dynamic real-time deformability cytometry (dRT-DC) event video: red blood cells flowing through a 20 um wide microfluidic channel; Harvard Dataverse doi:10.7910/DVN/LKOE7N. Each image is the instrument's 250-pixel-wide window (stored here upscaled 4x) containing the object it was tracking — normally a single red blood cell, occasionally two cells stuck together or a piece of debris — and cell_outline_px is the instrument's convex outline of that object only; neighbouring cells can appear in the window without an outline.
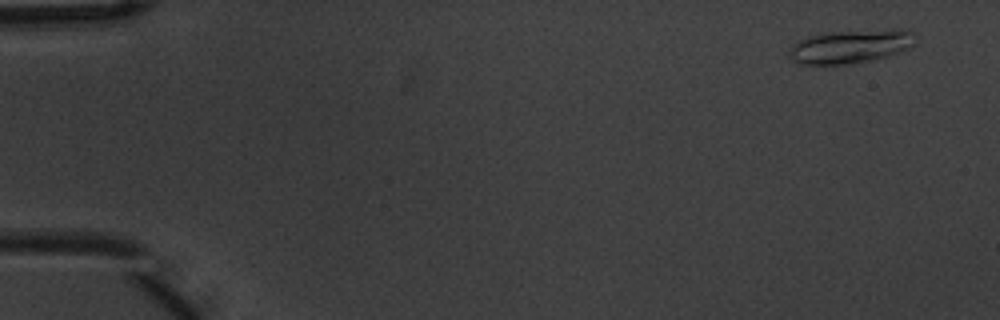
{"species": "common noctule bat (a hibernating species)", "species_latin": "Nyctalus noctula", "temperature_condition": "warm", "stored_images_in_passage": 6, "camera_frame_rate_fps": 3000, "um_per_image_px": 0.085, "animal": {"sex": "male", "body_mass_g": 20.1, "forearm_length_mm": 53.5}, "frame": {"image": 1, "passage_image": 1, "time_ms": 0.0, "image_size_px": [1000, 320], "cell_outline_px": [[912, 32], [908, 48], [900, 52], [888, 56], [872, 60], [844, 64], [800, 64], [788, 56], [788, 52], [792, 44], [808, 36], [832, 32], [900, 28]], "centroid_in_image_um": [72.22, 3.94], "position_along_channel_um": 12.8, "area_um2": 24.28}}